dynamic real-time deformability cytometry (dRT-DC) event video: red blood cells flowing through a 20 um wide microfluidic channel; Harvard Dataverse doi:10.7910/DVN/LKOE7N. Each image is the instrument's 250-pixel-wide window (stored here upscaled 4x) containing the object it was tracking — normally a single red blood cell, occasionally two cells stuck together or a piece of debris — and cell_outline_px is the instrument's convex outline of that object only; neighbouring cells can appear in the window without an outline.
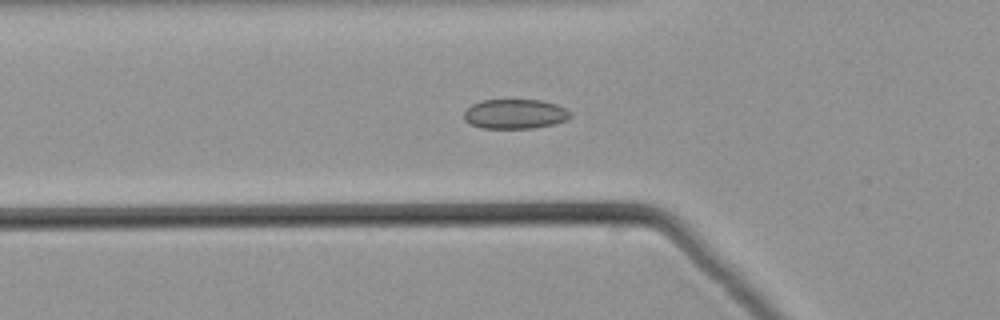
{"species": "common noctule bat (a hibernating species)", "species_latin": "Nyctalus noctula", "temperature_condition": "warm", "stored_images_in_passage": 40, "camera_frame_rate_fps": 3000, "um_per_image_px": 0.085, "animal": {"sex": "male", "body_mass_g": 21.5, "forearm_length_mm": 52.0}, "frame": {"image": 1, "passage_image": 7, "time_ms": 2.0, "image_size_px": [1000, 320], "cell_outline_px": [[572, 116], [564, 120], [552, 124], [536, 128], [484, 128], [472, 124], [464, 120], [464, 112], [472, 104], [480, 100], [540, 100], [556, 104], [572, 112]], "centroid_in_image_um": [43.77, 9.68], "position_along_channel_um": 82.0, "area_um2": 18.26}}
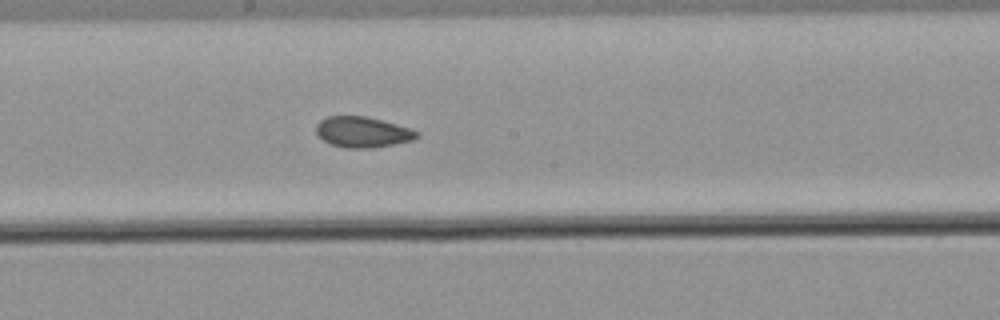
{"frame": {"image": 2, "passage_image": 17, "time_ms": 5.333, "image_size_px": [1000, 320], "cell_outline_px": [[420, 136], [412, 140], [372, 148], [344, 148], [332, 144], [324, 140], [316, 132], [316, 124], [320, 120], [328, 116], [364, 116], [396, 124], [420, 132]], "centroid_in_image_um": [30.81, 11.23], "position_along_channel_um": 217.4, "area_um2": 17.8}}
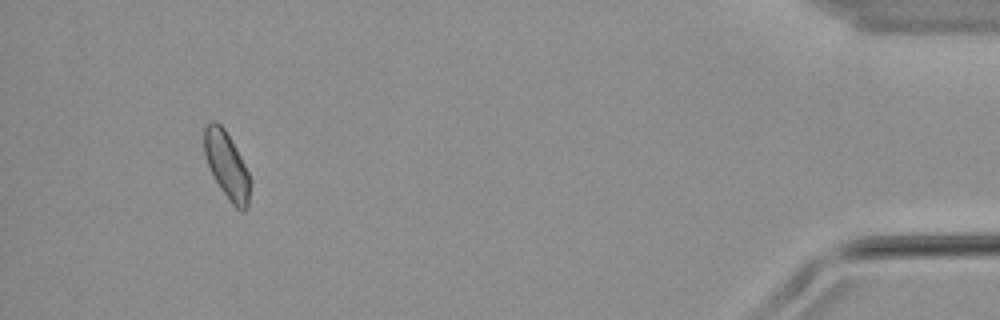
{"frame": {"image": 3, "passage_image": 37, "time_ms": 12.0, "image_size_px": [1000, 320], "cell_outline_px": [[252, 180], [248, 204], [244, 212], [240, 212], [232, 204], [220, 188], [208, 164], [204, 152], [204, 128], [212, 120], [216, 120], [224, 128], [244, 164]], "centroid_in_image_um": [19.29, 14.08], "position_along_channel_um": 415.9, "area_um2": 17.69}}